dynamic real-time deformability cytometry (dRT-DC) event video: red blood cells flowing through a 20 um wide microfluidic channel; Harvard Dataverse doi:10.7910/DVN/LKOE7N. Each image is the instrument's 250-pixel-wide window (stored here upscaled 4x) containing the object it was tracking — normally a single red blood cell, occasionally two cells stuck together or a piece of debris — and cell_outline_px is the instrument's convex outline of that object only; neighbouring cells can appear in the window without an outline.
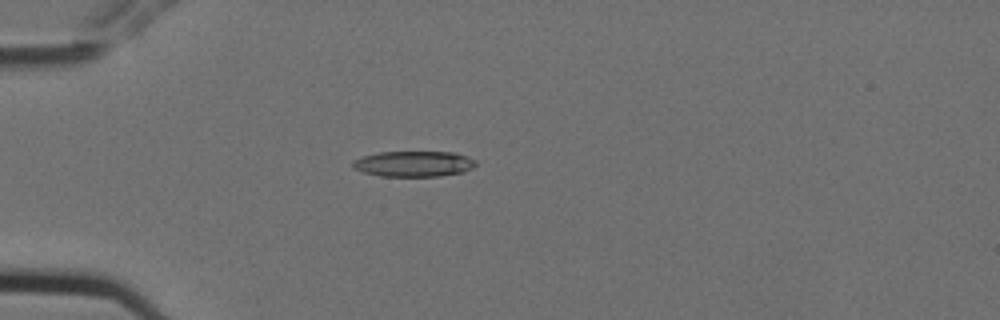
{"species": "Egyptian fruit bat (a non-hibernating species)", "species_latin": "Rousettus aegyptiacus", "temperature_condition": "cold", "stored_images_in_passage": 4, "camera_frame_rate_fps": 3000, "um_per_image_px": 0.085, "animal": {"sex": "female"}, "frame": {"image": 1, "passage_image": 3, "time_ms": 0.667, "image_size_px": [1000, 320], "cell_outline_px": [[476, 164], [472, 168], [464, 172], [440, 176], [380, 176], [364, 172], [352, 168], [352, 160], [364, 156], [380, 152], [456, 152], [476, 160]], "centroid_in_image_um": [35.18, 13.92], "position_along_channel_um": 49.8, "area_um2": 18.44}}